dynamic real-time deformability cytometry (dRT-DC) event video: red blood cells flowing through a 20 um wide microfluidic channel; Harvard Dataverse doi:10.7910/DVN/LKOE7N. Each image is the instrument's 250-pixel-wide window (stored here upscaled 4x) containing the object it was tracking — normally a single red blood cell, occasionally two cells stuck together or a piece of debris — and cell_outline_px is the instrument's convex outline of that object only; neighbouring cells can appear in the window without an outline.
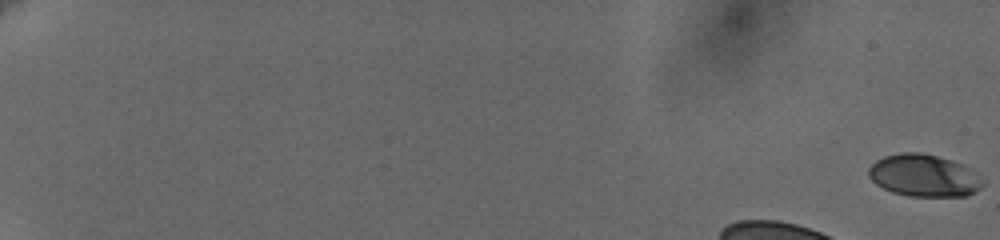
{"species": "human", "species_latin": "Homo sapiens", "temperature_condition": "cold", "stored_images_in_passage": 48, "camera_frame_rate_fps": 3000, "um_per_image_px": 0.085, "donor": {"sex": "female"}, "frame": {"image": 1, "passage_image": 1, "time_ms": 0.0, "image_size_px": [1000, 240], "cell_outline_px": [[984, 184], [976, 192], [968, 196], [908, 196], [892, 192], [876, 184], [868, 176], [868, 168], [876, 160], [884, 156], [904, 152], [920, 152], [936, 156], [972, 168]], "centroid_in_image_um": [78.52, 14.93], "position_along_channel_um": 6.5, "area_um2": 27.98}}
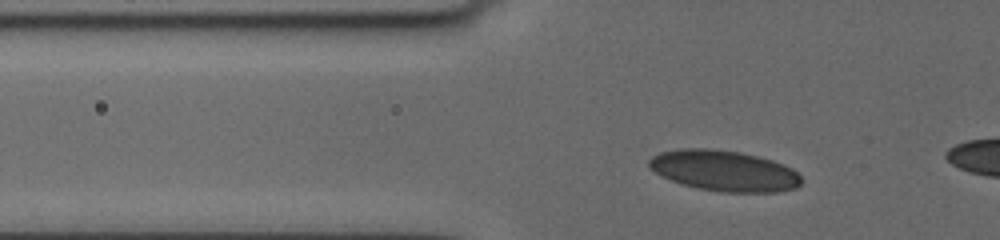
{"frame": {"image": 2, "passage_image": 43, "time_ms": 5.667, "image_size_px": [1000, 240], "cell_outline_px": [[800, 184], [796, 188], [776, 192], [724, 192], [700, 188], [680, 184], [648, 168], [648, 160], [652, 156], [660, 152], [680, 148], [704, 148], [740, 152], [772, 160], [784, 164], [792, 168], [800, 176]], "centroid_in_image_um": [61.54, 14.51], "position_along_channel_um": 64.3, "area_um2": 36.01}}